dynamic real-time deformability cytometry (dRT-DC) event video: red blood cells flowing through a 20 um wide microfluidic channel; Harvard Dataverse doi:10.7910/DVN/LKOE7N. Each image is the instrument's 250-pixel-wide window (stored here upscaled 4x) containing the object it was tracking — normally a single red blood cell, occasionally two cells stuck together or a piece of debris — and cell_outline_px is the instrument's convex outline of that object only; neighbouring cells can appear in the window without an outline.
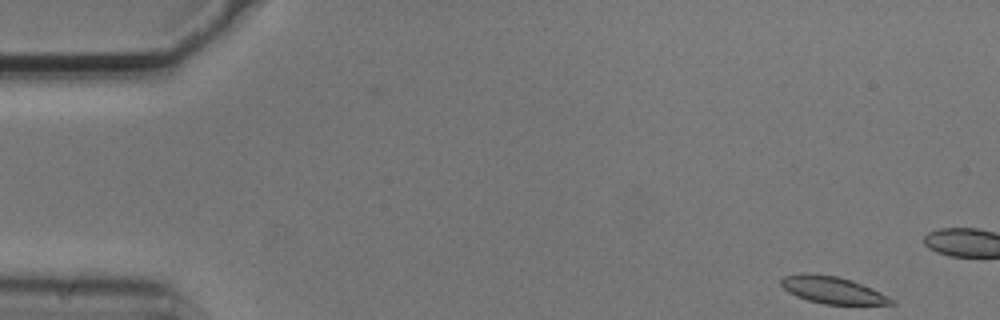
{"species": "common noctule bat (a hibernating species)", "species_latin": "Nyctalus noctula", "temperature_condition": "cold", "stored_images_in_passage": 5, "camera_frame_rate_fps": 3000, "um_per_image_px": 0.085, "animal": {"sex": "male", "body_mass_g": 20.5, "forearm_length_mm": 52.5}, "frame": {"image": 1, "passage_image": 1, "time_ms": 0.0, "image_size_px": [1000, 320], "cell_outline_px": [[896, 304], [824, 304], [808, 300], [796, 296], [788, 292], [780, 284], [780, 280], [784, 276], [804, 272], [836, 276], [852, 280], [872, 288], [896, 300]], "centroid_in_image_um": [70.76, 24.64], "position_along_channel_um": 14.2, "area_um2": 17.4}}